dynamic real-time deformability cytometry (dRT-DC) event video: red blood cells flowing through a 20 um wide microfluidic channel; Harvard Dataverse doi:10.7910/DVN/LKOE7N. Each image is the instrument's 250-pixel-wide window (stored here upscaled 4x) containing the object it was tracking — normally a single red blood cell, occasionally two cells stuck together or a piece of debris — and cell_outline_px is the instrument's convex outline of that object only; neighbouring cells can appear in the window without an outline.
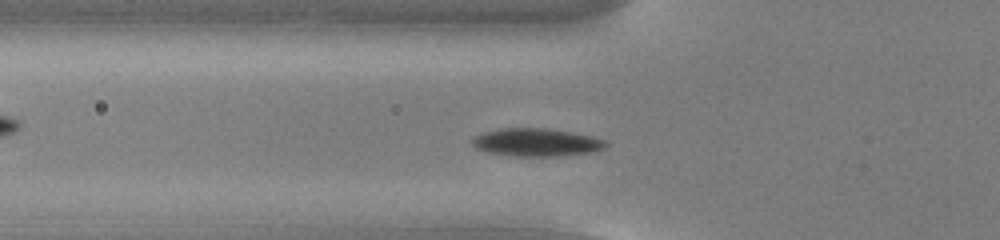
{"species": "common noctule bat (a hibernating species)", "species_latin": "Nyctalus noctula", "temperature_condition": "cold", "stored_images_in_passage": 47, "camera_frame_rate_fps": 3000, "um_per_image_px": 0.085, "animal": {"sex": "male", "body_mass_g": 13.0, "forearm_length_mm": 53.1}, "frame": {"image": 1, "passage_image": 11, "time_ms": 3.333, "image_size_px": [1000, 240], "cell_outline_px": [[608, 144], [604, 148], [592, 152], [560, 156], [512, 156], [488, 152], [476, 148], [472, 144], [472, 140], [480, 132], [500, 128], [548, 128], [572, 132], [592, 136], [604, 140]], "centroid_in_image_um": [45.58, 12.09], "position_along_channel_um": 80.2, "area_um2": 21.85}}
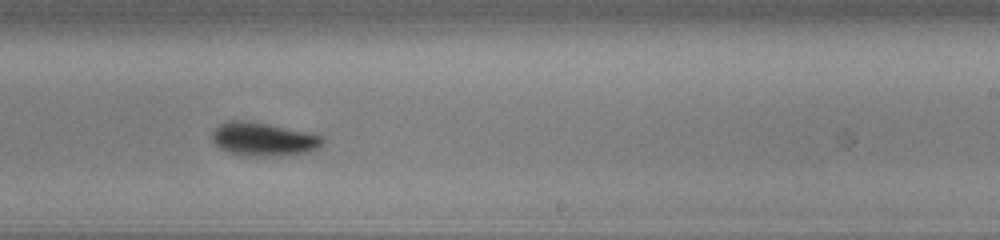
{"frame": {"image": 2, "passage_image": 26, "time_ms": 8.333, "image_size_px": [1000, 240], "cell_outline_px": [[324, 144], [320, 148], [308, 152], [292, 156], [252, 156], [228, 152], [220, 148], [212, 140], [212, 132], [220, 124], [228, 120], [240, 120], [268, 124], [324, 136]], "centroid_in_image_um": [22.44, 11.85], "position_along_channel_um": 266.6, "area_um2": 21.68}}
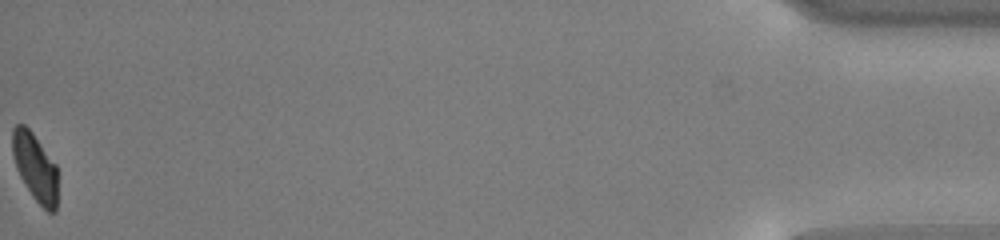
{"frame": {"image": 3, "passage_image": 47, "time_ms": 15.333, "image_size_px": [1000, 240], "cell_outline_px": [[56, 212], [48, 212], [32, 196], [20, 176], [16, 168], [12, 156], [12, 128], [16, 124], [24, 124], [32, 132], [56, 164]], "centroid_in_image_um": [2.96, 14.18], "position_along_channel_um": 432.2, "area_um2": 17.74}, "authors_computed_cell_mechanics": {"area_um2": 20.9814, "velocity_mm_per_s": 3.7329, "shape_relaxation_time_tau1_ms": 2.2277, "shape_relaxation_time_tau2_ms": null, "deformation_change_tau1": 0.1097, "deformation_change_tau2": null}}